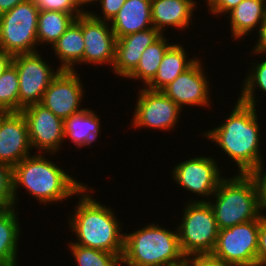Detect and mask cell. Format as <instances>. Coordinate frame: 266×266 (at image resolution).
<instances>
[{"instance_id": "5", "label": "cell", "mask_w": 266, "mask_h": 266, "mask_svg": "<svg viewBox=\"0 0 266 266\" xmlns=\"http://www.w3.org/2000/svg\"><path fill=\"white\" fill-rule=\"evenodd\" d=\"M212 198L215 200L210 199L208 203L213 209L219 230L261 216L257 186L250 174L227 176L219 183Z\"/></svg>"}, {"instance_id": "17", "label": "cell", "mask_w": 266, "mask_h": 266, "mask_svg": "<svg viewBox=\"0 0 266 266\" xmlns=\"http://www.w3.org/2000/svg\"><path fill=\"white\" fill-rule=\"evenodd\" d=\"M162 34L154 27L118 38L114 62L111 66L115 75L127 78L139 64L147 46L157 41Z\"/></svg>"}, {"instance_id": "12", "label": "cell", "mask_w": 266, "mask_h": 266, "mask_svg": "<svg viewBox=\"0 0 266 266\" xmlns=\"http://www.w3.org/2000/svg\"><path fill=\"white\" fill-rule=\"evenodd\" d=\"M21 113L27 122L32 149L51 155L62 149L65 140L63 119L40 103L23 108Z\"/></svg>"}, {"instance_id": "38", "label": "cell", "mask_w": 266, "mask_h": 266, "mask_svg": "<svg viewBox=\"0 0 266 266\" xmlns=\"http://www.w3.org/2000/svg\"><path fill=\"white\" fill-rule=\"evenodd\" d=\"M13 55L0 48V76L12 64Z\"/></svg>"}, {"instance_id": "2", "label": "cell", "mask_w": 266, "mask_h": 266, "mask_svg": "<svg viewBox=\"0 0 266 266\" xmlns=\"http://www.w3.org/2000/svg\"><path fill=\"white\" fill-rule=\"evenodd\" d=\"M20 186L25 187L30 196L46 205L76 196L85 184L48 160L42 153H36L23 158L11 169L10 196L14 207L18 199L16 191Z\"/></svg>"}, {"instance_id": "40", "label": "cell", "mask_w": 266, "mask_h": 266, "mask_svg": "<svg viewBox=\"0 0 266 266\" xmlns=\"http://www.w3.org/2000/svg\"><path fill=\"white\" fill-rule=\"evenodd\" d=\"M96 1L98 2L99 0H74L75 4L77 5V7L83 12V13H88V10L86 11L84 8V6H87L91 3H96Z\"/></svg>"}, {"instance_id": "10", "label": "cell", "mask_w": 266, "mask_h": 266, "mask_svg": "<svg viewBox=\"0 0 266 266\" xmlns=\"http://www.w3.org/2000/svg\"><path fill=\"white\" fill-rule=\"evenodd\" d=\"M138 100L133 112L132 127L172 131L178 124L181 109L162 91L146 87L138 90Z\"/></svg>"}, {"instance_id": "11", "label": "cell", "mask_w": 266, "mask_h": 266, "mask_svg": "<svg viewBox=\"0 0 266 266\" xmlns=\"http://www.w3.org/2000/svg\"><path fill=\"white\" fill-rule=\"evenodd\" d=\"M217 164L210 156H196L174 166L171 178H174L176 184L187 191L203 198L207 197L205 200L192 198L191 201H208L207 199L210 200L209 197L214 194L219 183L225 178L221 175L222 169Z\"/></svg>"}, {"instance_id": "37", "label": "cell", "mask_w": 266, "mask_h": 266, "mask_svg": "<svg viewBox=\"0 0 266 266\" xmlns=\"http://www.w3.org/2000/svg\"><path fill=\"white\" fill-rule=\"evenodd\" d=\"M258 33V39L256 40L255 47H253V50L251 51L252 54H262L265 53L266 55V14L264 17V20L262 22V26L260 27V30Z\"/></svg>"}, {"instance_id": "3", "label": "cell", "mask_w": 266, "mask_h": 266, "mask_svg": "<svg viewBox=\"0 0 266 266\" xmlns=\"http://www.w3.org/2000/svg\"><path fill=\"white\" fill-rule=\"evenodd\" d=\"M85 185L77 194L78 204L69 216V227L78 241L74 244L115 253L122 258L125 232L113 209L93 199ZM89 193V194H88Z\"/></svg>"}, {"instance_id": "23", "label": "cell", "mask_w": 266, "mask_h": 266, "mask_svg": "<svg viewBox=\"0 0 266 266\" xmlns=\"http://www.w3.org/2000/svg\"><path fill=\"white\" fill-rule=\"evenodd\" d=\"M100 117L88 108L63 120L64 141L70 139L76 146H91L100 135Z\"/></svg>"}, {"instance_id": "7", "label": "cell", "mask_w": 266, "mask_h": 266, "mask_svg": "<svg viewBox=\"0 0 266 266\" xmlns=\"http://www.w3.org/2000/svg\"><path fill=\"white\" fill-rule=\"evenodd\" d=\"M39 11L35 0H26L1 14L0 48L13 56L38 51Z\"/></svg>"}, {"instance_id": "41", "label": "cell", "mask_w": 266, "mask_h": 266, "mask_svg": "<svg viewBox=\"0 0 266 266\" xmlns=\"http://www.w3.org/2000/svg\"><path fill=\"white\" fill-rule=\"evenodd\" d=\"M169 266H194V265L193 262L188 257H186L183 261Z\"/></svg>"}, {"instance_id": "27", "label": "cell", "mask_w": 266, "mask_h": 266, "mask_svg": "<svg viewBox=\"0 0 266 266\" xmlns=\"http://www.w3.org/2000/svg\"><path fill=\"white\" fill-rule=\"evenodd\" d=\"M0 111L19 112V78L13 64L0 76Z\"/></svg>"}, {"instance_id": "29", "label": "cell", "mask_w": 266, "mask_h": 266, "mask_svg": "<svg viewBox=\"0 0 266 266\" xmlns=\"http://www.w3.org/2000/svg\"><path fill=\"white\" fill-rule=\"evenodd\" d=\"M264 59L261 62L258 60L257 64L252 61L251 65L253 64V66L246 74V79L243 80V87L238 97L241 102L254 107H258L255 100L256 88L266 93V57Z\"/></svg>"}, {"instance_id": "9", "label": "cell", "mask_w": 266, "mask_h": 266, "mask_svg": "<svg viewBox=\"0 0 266 266\" xmlns=\"http://www.w3.org/2000/svg\"><path fill=\"white\" fill-rule=\"evenodd\" d=\"M12 64L16 67L19 78V112L25 107L40 103L45 90L61 71L59 68L53 70L39 51L14 55Z\"/></svg>"}, {"instance_id": "18", "label": "cell", "mask_w": 266, "mask_h": 266, "mask_svg": "<svg viewBox=\"0 0 266 266\" xmlns=\"http://www.w3.org/2000/svg\"><path fill=\"white\" fill-rule=\"evenodd\" d=\"M196 6L195 0H151L153 27L162 35L169 26L177 27L180 31L185 30L192 23Z\"/></svg>"}, {"instance_id": "16", "label": "cell", "mask_w": 266, "mask_h": 266, "mask_svg": "<svg viewBox=\"0 0 266 266\" xmlns=\"http://www.w3.org/2000/svg\"><path fill=\"white\" fill-rule=\"evenodd\" d=\"M199 59L162 90L181 109L185 105L210 108V84Z\"/></svg>"}, {"instance_id": "25", "label": "cell", "mask_w": 266, "mask_h": 266, "mask_svg": "<svg viewBox=\"0 0 266 266\" xmlns=\"http://www.w3.org/2000/svg\"><path fill=\"white\" fill-rule=\"evenodd\" d=\"M82 14L40 10L38 15L37 39L39 44H54L71 23Z\"/></svg>"}, {"instance_id": "21", "label": "cell", "mask_w": 266, "mask_h": 266, "mask_svg": "<svg viewBox=\"0 0 266 266\" xmlns=\"http://www.w3.org/2000/svg\"><path fill=\"white\" fill-rule=\"evenodd\" d=\"M183 44H172L165 52L162 62L154 78L145 86L150 90L162 91L181 73L189 69L198 58H190L186 54Z\"/></svg>"}, {"instance_id": "19", "label": "cell", "mask_w": 266, "mask_h": 266, "mask_svg": "<svg viewBox=\"0 0 266 266\" xmlns=\"http://www.w3.org/2000/svg\"><path fill=\"white\" fill-rule=\"evenodd\" d=\"M109 23L117 39L152 28L151 0H126Z\"/></svg>"}, {"instance_id": "6", "label": "cell", "mask_w": 266, "mask_h": 266, "mask_svg": "<svg viewBox=\"0 0 266 266\" xmlns=\"http://www.w3.org/2000/svg\"><path fill=\"white\" fill-rule=\"evenodd\" d=\"M183 209L182 223L177 227L183 254H211L219 233L212 207L208 201H189Z\"/></svg>"}, {"instance_id": "1", "label": "cell", "mask_w": 266, "mask_h": 266, "mask_svg": "<svg viewBox=\"0 0 266 266\" xmlns=\"http://www.w3.org/2000/svg\"><path fill=\"white\" fill-rule=\"evenodd\" d=\"M234 109L225 118L224 123L202 135L219 145L238 167L237 174H250L265 165L261 157L260 124L257 107L245 104L237 99Z\"/></svg>"}, {"instance_id": "13", "label": "cell", "mask_w": 266, "mask_h": 266, "mask_svg": "<svg viewBox=\"0 0 266 266\" xmlns=\"http://www.w3.org/2000/svg\"><path fill=\"white\" fill-rule=\"evenodd\" d=\"M76 71L61 70L45 90L40 104L48 108L57 117L66 119L83 111V85Z\"/></svg>"}, {"instance_id": "31", "label": "cell", "mask_w": 266, "mask_h": 266, "mask_svg": "<svg viewBox=\"0 0 266 266\" xmlns=\"http://www.w3.org/2000/svg\"><path fill=\"white\" fill-rule=\"evenodd\" d=\"M10 175L11 170L0 163V211L13 206L10 196Z\"/></svg>"}, {"instance_id": "33", "label": "cell", "mask_w": 266, "mask_h": 266, "mask_svg": "<svg viewBox=\"0 0 266 266\" xmlns=\"http://www.w3.org/2000/svg\"><path fill=\"white\" fill-rule=\"evenodd\" d=\"M99 2L98 4L101 5L103 17H101L100 14L96 15L94 11H88V13H90L95 19L110 22L119 12L126 0H99Z\"/></svg>"}, {"instance_id": "14", "label": "cell", "mask_w": 266, "mask_h": 266, "mask_svg": "<svg viewBox=\"0 0 266 266\" xmlns=\"http://www.w3.org/2000/svg\"><path fill=\"white\" fill-rule=\"evenodd\" d=\"M28 126L21 112L0 114V163L10 170L23 158L31 156Z\"/></svg>"}, {"instance_id": "34", "label": "cell", "mask_w": 266, "mask_h": 266, "mask_svg": "<svg viewBox=\"0 0 266 266\" xmlns=\"http://www.w3.org/2000/svg\"><path fill=\"white\" fill-rule=\"evenodd\" d=\"M256 266H266V217L260 221Z\"/></svg>"}, {"instance_id": "39", "label": "cell", "mask_w": 266, "mask_h": 266, "mask_svg": "<svg viewBox=\"0 0 266 266\" xmlns=\"http://www.w3.org/2000/svg\"><path fill=\"white\" fill-rule=\"evenodd\" d=\"M26 0H0V15L12 10L16 5Z\"/></svg>"}, {"instance_id": "35", "label": "cell", "mask_w": 266, "mask_h": 266, "mask_svg": "<svg viewBox=\"0 0 266 266\" xmlns=\"http://www.w3.org/2000/svg\"><path fill=\"white\" fill-rule=\"evenodd\" d=\"M243 0H206L211 14H227Z\"/></svg>"}, {"instance_id": "15", "label": "cell", "mask_w": 266, "mask_h": 266, "mask_svg": "<svg viewBox=\"0 0 266 266\" xmlns=\"http://www.w3.org/2000/svg\"><path fill=\"white\" fill-rule=\"evenodd\" d=\"M84 36V64L113 65L117 38L108 21L95 19L90 13L81 15Z\"/></svg>"}, {"instance_id": "26", "label": "cell", "mask_w": 266, "mask_h": 266, "mask_svg": "<svg viewBox=\"0 0 266 266\" xmlns=\"http://www.w3.org/2000/svg\"><path fill=\"white\" fill-rule=\"evenodd\" d=\"M169 44L164 34L152 45L147 46L141 55L139 64L136 69L127 77V79L141 80L146 86L156 75L158 67L162 62L163 56Z\"/></svg>"}, {"instance_id": "4", "label": "cell", "mask_w": 266, "mask_h": 266, "mask_svg": "<svg viewBox=\"0 0 266 266\" xmlns=\"http://www.w3.org/2000/svg\"><path fill=\"white\" fill-rule=\"evenodd\" d=\"M178 230L171 231L150 223L125 233L121 263L124 266H169L183 261Z\"/></svg>"}, {"instance_id": "20", "label": "cell", "mask_w": 266, "mask_h": 266, "mask_svg": "<svg viewBox=\"0 0 266 266\" xmlns=\"http://www.w3.org/2000/svg\"><path fill=\"white\" fill-rule=\"evenodd\" d=\"M59 59L60 70L75 71V64H83L84 36L81 15L78 16L60 38L51 46Z\"/></svg>"}, {"instance_id": "32", "label": "cell", "mask_w": 266, "mask_h": 266, "mask_svg": "<svg viewBox=\"0 0 266 266\" xmlns=\"http://www.w3.org/2000/svg\"><path fill=\"white\" fill-rule=\"evenodd\" d=\"M264 165H261L259 168L253 170L250 173V176L254 179L257 190H258V200H259V209L261 215L266 217L264 210L266 209V171L263 168Z\"/></svg>"}, {"instance_id": "36", "label": "cell", "mask_w": 266, "mask_h": 266, "mask_svg": "<svg viewBox=\"0 0 266 266\" xmlns=\"http://www.w3.org/2000/svg\"><path fill=\"white\" fill-rule=\"evenodd\" d=\"M194 266H234L232 264L226 263L223 260L213 257L211 254L206 255H194L188 257Z\"/></svg>"}, {"instance_id": "24", "label": "cell", "mask_w": 266, "mask_h": 266, "mask_svg": "<svg viewBox=\"0 0 266 266\" xmlns=\"http://www.w3.org/2000/svg\"><path fill=\"white\" fill-rule=\"evenodd\" d=\"M15 209L18 208L12 206L0 211V266H18L21 227Z\"/></svg>"}, {"instance_id": "30", "label": "cell", "mask_w": 266, "mask_h": 266, "mask_svg": "<svg viewBox=\"0 0 266 266\" xmlns=\"http://www.w3.org/2000/svg\"><path fill=\"white\" fill-rule=\"evenodd\" d=\"M39 10L60 11L69 14H83L74 0H35Z\"/></svg>"}, {"instance_id": "8", "label": "cell", "mask_w": 266, "mask_h": 266, "mask_svg": "<svg viewBox=\"0 0 266 266\" xmlns=\"http://www.w3.org/2000/svg\"><path fill=\"white\" fill-rule=\"evenodd\" d=\"M261 215L245 223L219 230L211 255L234 266H256Z\"/></svg>"}, {"instance_id": "22", "label": "cell", "mask_w": 266, "mask_h": 266, "mask_svg": "<svg viewBox=\"0 0 266 266\" xmlns=\"http://www.w3.org/2000/svg\"><path fill=\"white\" fill-rule=\"evenodd\" d=\"M230 18V30L235 40L244 39V35H249L250 31L257 28L259 32L266 14V0H243L231 11L228 12Z\"/></svg>"}, {"instance_id": "28", "label": "cell", "mask_w": 266, "mask_h": 266, "mask_svg": "<svg viewBox=\"0 0 266 266\" xmlns=\"http://www.w3.org/2000/svg\"><path fill=\"white\" fill-rule=\"evenodd\" d=\"M69 250L78 266H120L121 258L115 253L84 247L70 242Z\"/></svg>"}]
</instances>
